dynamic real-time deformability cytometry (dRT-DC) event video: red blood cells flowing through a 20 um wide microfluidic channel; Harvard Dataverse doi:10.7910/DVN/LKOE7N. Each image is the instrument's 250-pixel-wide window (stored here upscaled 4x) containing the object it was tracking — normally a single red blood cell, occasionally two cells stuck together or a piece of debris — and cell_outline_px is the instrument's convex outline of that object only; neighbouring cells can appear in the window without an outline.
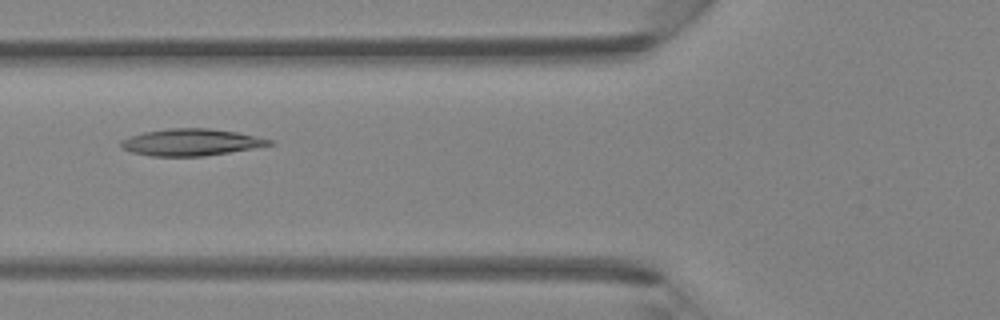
{"species": "Egyptian fruit bat (a non-hibernating species)", "species_latin": "Rousettus aegyptiacus", "temperature_condition": "room temperature", "stored_images_in_passage": 2, "camera_frame_rate_fps": 3000, "um_per_image_px": 0.085, "animal": {"sex": "female"}, "frame": {"image": 1, "passage_image": 2, "time_ms": 0.333, "image_size_px": [1000, 320], "cell_outline_px": [[276, 144], [204, 156], [152, 156], [132, 152], [124, 148], [120, 144], [120, 140], [144, 132], [168, 128], [208, 128], [236, 132], [272, 140]], "centroid_in_image_um": [16.24, 12.09], "position_along_channel_um": 109.6, "area_um2": 22.89}}